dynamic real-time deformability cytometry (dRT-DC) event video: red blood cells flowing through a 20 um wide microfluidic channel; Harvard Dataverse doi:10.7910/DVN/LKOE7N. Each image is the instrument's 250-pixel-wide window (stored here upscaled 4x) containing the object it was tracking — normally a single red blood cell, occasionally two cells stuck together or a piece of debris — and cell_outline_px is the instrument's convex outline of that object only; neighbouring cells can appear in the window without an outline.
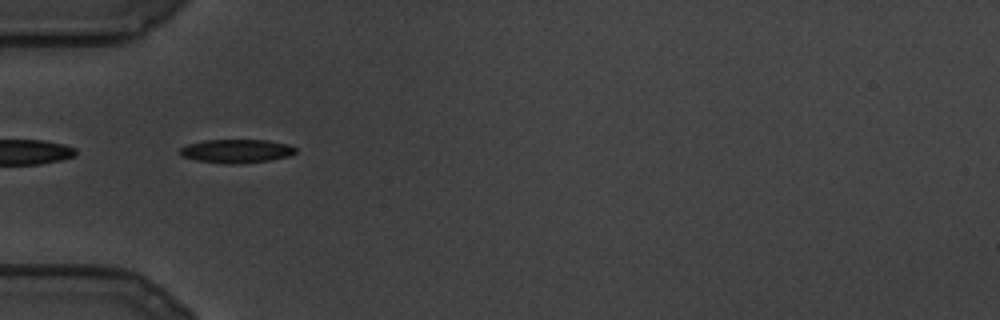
{"species": "common noctule bat (a hibernating species)", "species_latin": "Nyctalus noctula", "temperature_condition": "cold", "stored_images_in_passage": 68, "camera_frame_rate_fps": 3000, "um_per_image_px": 0.085, "animal": {"sex": "male", "body_mass_g": 19.5, "forearm_length_mm": 54.6}, "frame": {"image": 1, "passage_image": 1, "time_ms": 0.0, "image_size_px": [1000, 320], "cell_outline_px": [[296, 152], [288, 156], [268, 160], [240, 164], [224, 164], [196, 160], [180, 156], [180, 148], [188, 144], [204, 140], [268, 140], [288, 144], [296, 148]], "centroid_in_image_um": [20.08, 12.84], "position_along_channel_um": 64.9, "area_um2": 15.95}}